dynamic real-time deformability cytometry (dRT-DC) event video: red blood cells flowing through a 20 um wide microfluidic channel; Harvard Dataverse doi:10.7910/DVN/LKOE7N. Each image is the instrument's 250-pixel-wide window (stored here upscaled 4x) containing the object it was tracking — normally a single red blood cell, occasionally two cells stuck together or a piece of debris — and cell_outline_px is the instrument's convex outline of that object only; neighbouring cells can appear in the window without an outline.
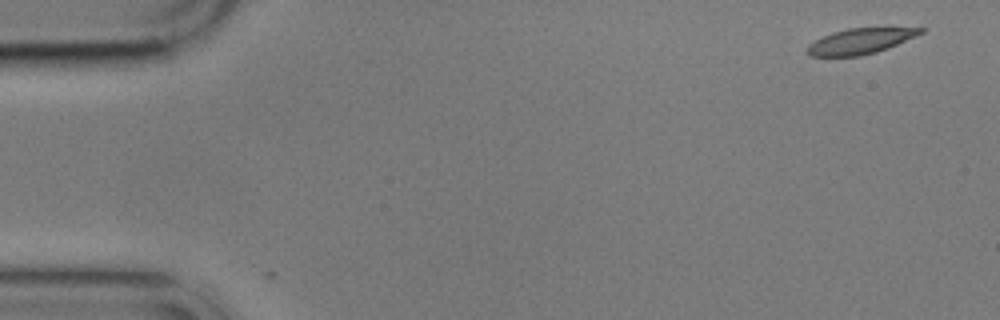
{"species": "common noctule bat (a hibernating species)", "species_latin": "Nyctalus noctula", "temperature_condition": "cold", "stored_images_in_passage": 5, "camera_frame_rate_fps": 3000, "um_per_image_px": 0.085, "animal": {"sex": "male", "body_mass_g": 17.9}, "frame": {"image": 1, "passage_image": 1, "time_ms": 0.0, "image_size_px": [1000, 320], "cell_outline_px": [[924, 32], [916, 36], [888, 48], [876, 52], [860, 56], [812, 56], [808, 52], [808, 44], [832, 32], [848, 28], [924, 28]], "centroid_in_image_um": [73.14, 3.5], "position_along_channel_um": 11.9, "area_um2": 16.59}}
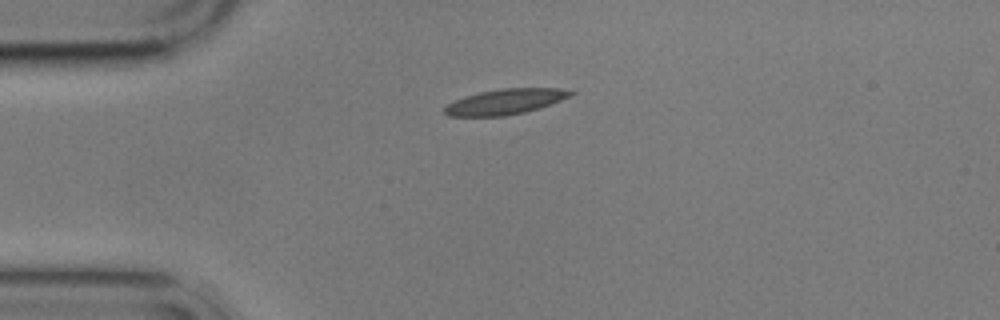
{"frame": {"image": 2, "passage_image": 4, "time_ms": 3.667, "image_size_px": [1000, 320], "cell_outline_px": [[576, 92], [572, 96], [540, 108], [524, 112], [504, 116], [448, 116], [444, 112], [444, 108], [448, 104], [464, 96], [480, 92], [500, 88], [560, 88]], "centroid_in_image_um": [42.98, 8.64], "position_along_channel_um": 42.0, "area_um2": 18.67}}